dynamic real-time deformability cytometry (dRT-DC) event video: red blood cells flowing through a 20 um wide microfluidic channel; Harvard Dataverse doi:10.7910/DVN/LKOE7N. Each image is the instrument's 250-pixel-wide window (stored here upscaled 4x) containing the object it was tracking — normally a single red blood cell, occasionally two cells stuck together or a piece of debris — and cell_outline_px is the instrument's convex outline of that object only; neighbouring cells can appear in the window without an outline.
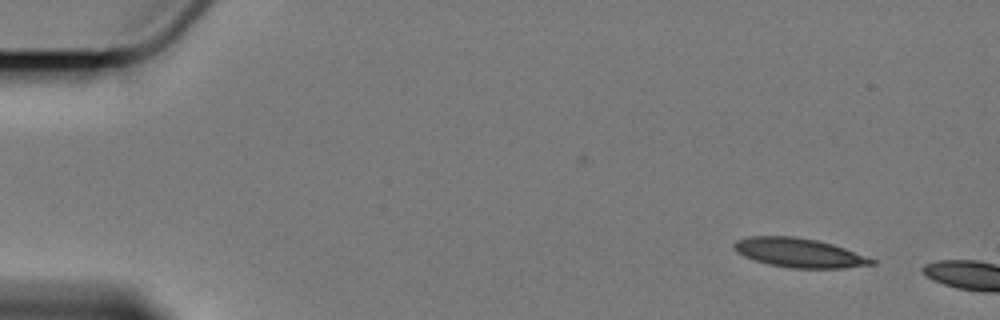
{"species": "Egyptian fruit bat (a non-hibernating species)", "species_latin": "Rousettus aegyptiacus", "temperature_condition": "cold", "stored_images_in_passage": 2, "camera_frame_rate_fps": 3000, "um_per_image_px": 0.085, "animal": {"sex": "female"}, "frame": {"image": 1, "passage_image": 2, "time_ms": 1.667, "image_size_px": [1000, 320], "cell_outline_px": [[876, 264], [844, 268], [792, 268], [768, 264], [744, 256], [736, 252], [732, 248], [732, 244], [736, 240], [748, 236], [796, 236], [816, 240], [832, 244], [844, 248], [876, 260]], "centroid_in_image_um": [67.89, 21.48], "position_along_channel_um": 17.1, "area_um2": 23.41}}